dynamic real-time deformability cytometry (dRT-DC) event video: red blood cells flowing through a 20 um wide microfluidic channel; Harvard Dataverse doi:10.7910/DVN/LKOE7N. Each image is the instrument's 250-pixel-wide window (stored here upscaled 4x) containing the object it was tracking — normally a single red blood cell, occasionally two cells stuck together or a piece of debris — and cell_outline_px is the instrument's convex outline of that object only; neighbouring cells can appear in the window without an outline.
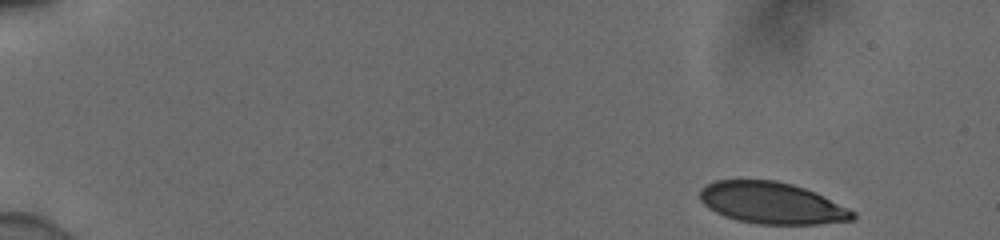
{"species": "human", "species_latin": "Homo sapiens", "temperature_condition": "cold", "stored_images_in_passage": 50, "camera_frame_rate_fps": 3000, "um_per_image_px": 0.085, "donor": {"sex": "male"}, "frame": {"image": 1, "passage_image": 1, "time_ms": 0.0, "image_size_px": [1000, 240], "cell_outline_px": [[856, 216], [852, 220], [816, 224], [760, 224], [736, 220], [724, 216], [716, 212], [704, 204], [700, 200], [700, 188], [712, 180], [776, 180], [792, 184], [804, 188], [848, 208], [856, 212]], "centroid_in_image_um": [65.57, 17.25], "position_along_channel_um": 19.4, "area_um2": 36.88}}
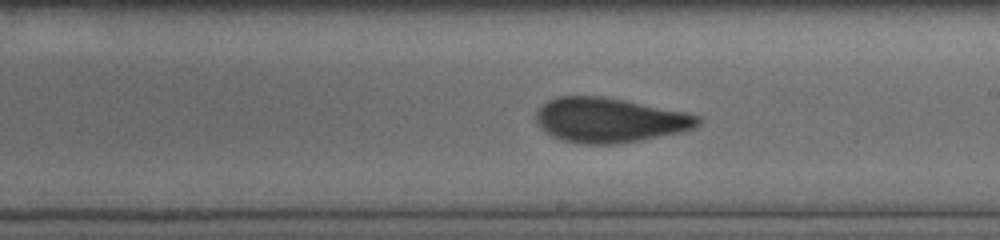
{"frame": {"image": 2, "passage_image": 29, "time_ms": 9.333, "image_size_px": [1000, 240], "cell_outline_px": [[704, 120], [696, 128], [680, 132], [640, 140], [616, 144], [580, 144], [564, 140], [552, 136], [544, 132], [540, 128], [536, 120], [536, 108], [548, 100], [556, 96], [600, 96], [624, 100], [684, 112], [700, 116]], "centroid_in_image_um": [51.79, 10.21], "position_along_channel_um": 237.2, "area_um2": 42.31}}
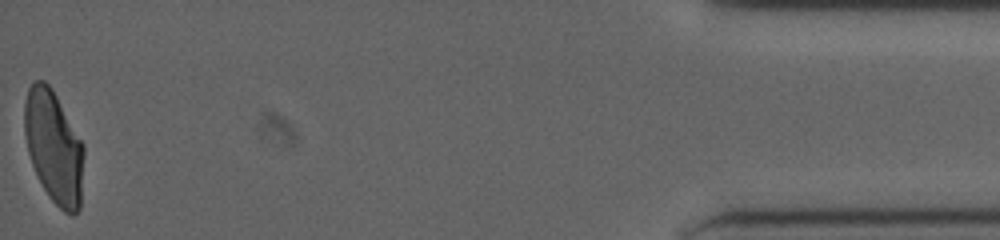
{"frame": {"image": 3, "passage_image": 50, "time_ms": 16.333, "image_size_px": [1000, 240], "cell_outline_px": [[84, 152], [80, 208], [72, 216], [64, 212], [48, 196], [36, 176], [28, 152], [24, 132], [24, 104], [28, 88], [32, 80], [44, 80], [52, 88], [84, 144]], "centroid_in_image_um": [4.57, 12.48], "position_along_channel_um": 430.6, "area_um2": 39.3}, "authors_computed_cell_mechanics": {"area_um2": 40.6045, "velocity_mm_per_s": 3.8974, "shape_relaxation_time_tau1_ms": 7.3152, "shape_relaxation_time_tau2_ms": 0.9907, "deformation_change_tau1": 0.1934, "deformation_change_tau2": 0.0544}}